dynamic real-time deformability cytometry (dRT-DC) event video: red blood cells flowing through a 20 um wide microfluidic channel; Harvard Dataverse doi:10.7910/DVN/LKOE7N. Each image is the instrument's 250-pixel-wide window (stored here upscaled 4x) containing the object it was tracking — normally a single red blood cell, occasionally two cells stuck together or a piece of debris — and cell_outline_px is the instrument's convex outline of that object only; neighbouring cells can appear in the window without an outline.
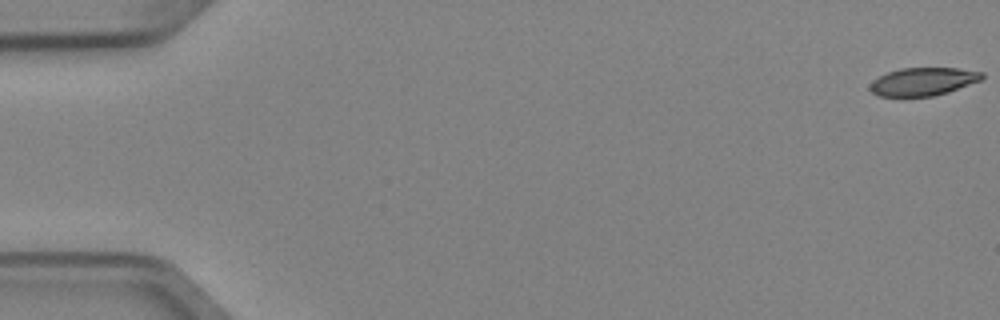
{"species": "Egyptian fruit bat (a non-hibernating species)", "species_latin": "Rousettus aegyptiacus", "temperature_condition": "cold", "stored_images_in_passage": 52, "camera_frame_rate_fps": 3000, "um_per_image_px": 0.085, "animal": {"sex": "female"}, "frame": {"image": 1, "passage_image": 1, "time_ms": 0.0, "image_size_px": [1000, 320], "cell_outline_px": [[984, 76], [980, 80], [948, 92], [932, 96], [904, 100], [900, 100], [876, 96], [868, 88], [872, 80], [888, 72], [900, 68], [956, 68], [984, 72]], "centroid_in_image_um": [78.36, 6.99], "position_along_channel_um": 6.6, "area_um2": 19.07}}
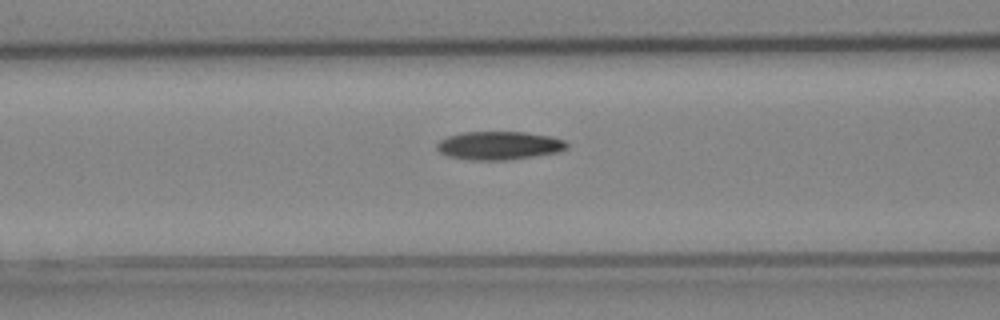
{"frame": {"image": 2, "passage_image": 22, "time_ms": 7.0, "image_size_px": [1000, 320], "cell_outline_px": [[568, 148], [556, 152], [508, 160], [468, 160], [448, 156], [440, 152], [436, 148], [436, 144], [440, 140], [448, 136], [460, 132], [524, 132], [552, 136], [564, 140], [568, 144]], "centroid_in_image_um": [42.39, 12.36], "position_along_channel_um": 124.2, "area_um2": 21.5}}
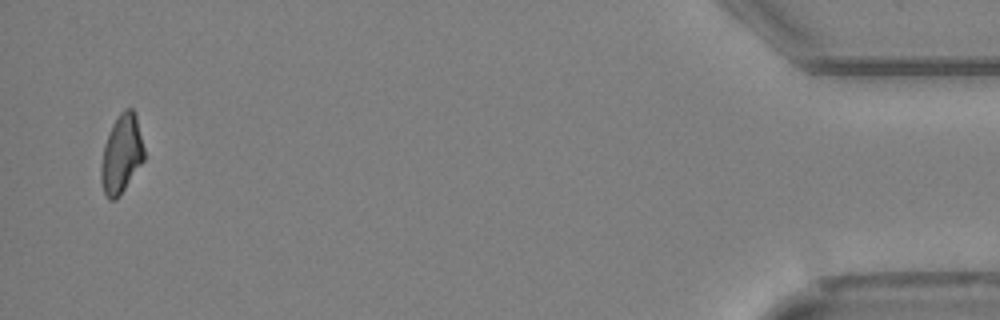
{"frame": {"image": 3, "passage_image": 51, "time_ms": 16.667, "image_size_px": [1000, 320], "cell_outline_px": [[144, 160], [120, 196], [116, 200], [108, 200], [104, 192], [100, 180], [100, 164], [104, 144], [112, 124], [120, 112], [124, 108], [132, 108], [136, 116], [144, 148]], "centroid_in_image_um": [10.3, 13.12], "position_along_channel_um": 424.9, "area_um2": 19.88}}